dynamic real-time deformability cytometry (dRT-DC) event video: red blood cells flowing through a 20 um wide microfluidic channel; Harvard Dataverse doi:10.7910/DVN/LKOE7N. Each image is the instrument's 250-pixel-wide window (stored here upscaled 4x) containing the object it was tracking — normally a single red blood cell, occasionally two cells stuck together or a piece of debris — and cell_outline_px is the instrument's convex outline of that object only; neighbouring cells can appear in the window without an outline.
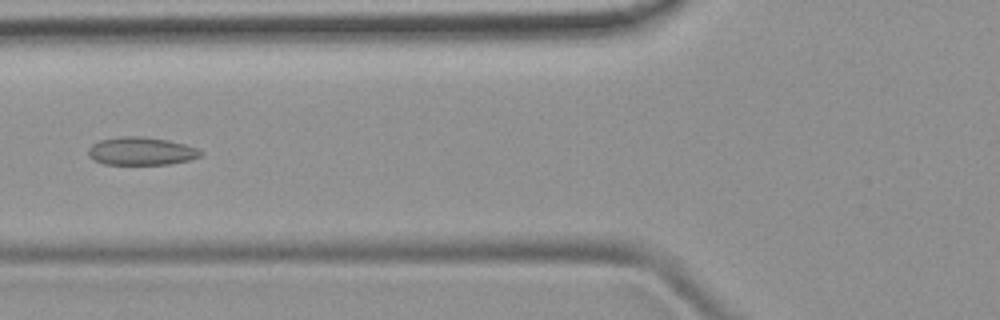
{"species": "common noctule bat (a hibernating species)", "species_latin": "Nyctalus noctula", "temperature_condition": "room temperature", "stored_images_in_passage": 7, "camera_frame_rate_fps": 3000, "um_per_image_px": 0.085, "animal": {"sex": "female", "body_mass_g": 19.9}, "frame": {"image": 1, "passage_image": 5, "time_ms": 4.667, "image_size_px": [1000, 320], "cell_outline_px": [[204, 152], [200, 156], [188, 160], [168, 164], [104, 164], [92, 160], [88, 156], [88, 148], [92, 144], [100, 140], [120, 136], [144, 136], [168, 140], [184, 144], [196, 148]], "centroid_in_image_um": [11.96, 12.84], "position_along_channel_um": 113.8, "area_um2": 18.38}}
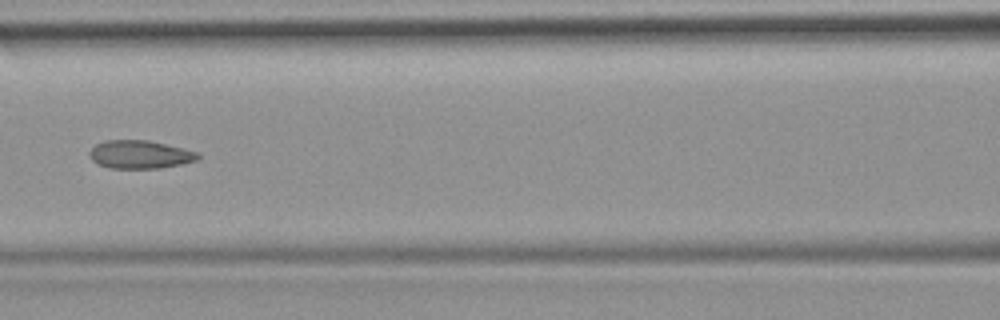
{"frame": {"image": 2, "passage_image": 6, "time_ms": 5.667, "image_size_px": [1000, 320], "cell_outline_px": [[200, 156], [196, 160], [180, 164], [160, 168], [108, 168], [96, 164], [92, 160], [88, 152], [96, 144], [104, 140], [148, 140], [184, 148], [200, 152]], "centroid_in_image_um": [11.88, 13.13], "position_along_channel_um": 154.7, "area_um2": 17.92}}
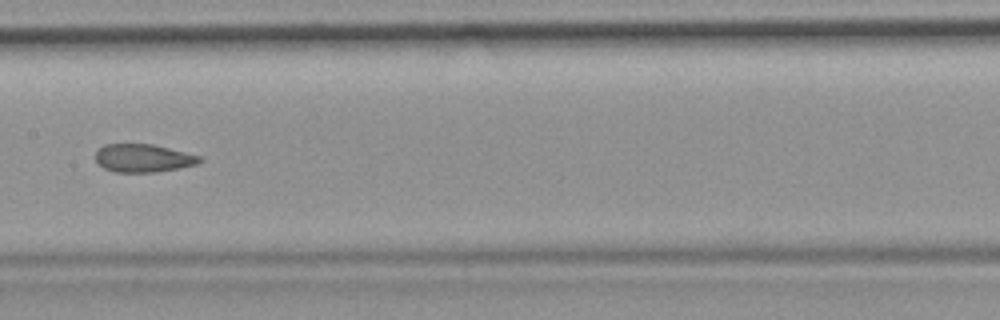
{"frame": {"image": 3, "passage_image": 7, "time_ms": 6.667, "image_size_px": [1000, 320], "cell_outline_px": [[204, 160], [196, 164], [180, 168], [156, 172], [112, 172], [104, 168], [96, 160], [96, 148], [104, 144], [152, 144], [200, 156]], "centroid_in_image_um": [12.15, 13.44], "position_along_channel_um": 195.3, "area_um2": 17.05}}